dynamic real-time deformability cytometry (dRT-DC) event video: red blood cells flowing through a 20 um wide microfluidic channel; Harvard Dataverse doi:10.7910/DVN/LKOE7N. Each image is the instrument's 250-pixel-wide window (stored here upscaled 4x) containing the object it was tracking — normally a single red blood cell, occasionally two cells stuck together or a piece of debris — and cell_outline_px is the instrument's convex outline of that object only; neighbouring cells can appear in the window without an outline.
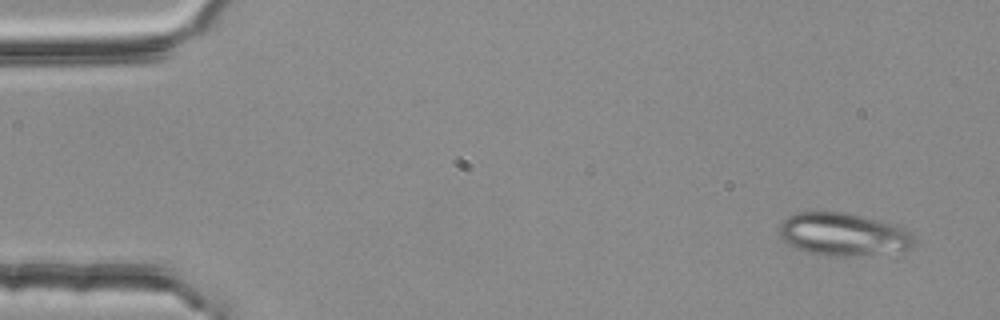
{"species": "common noctule bat (a hibernating species)", "species_latin": "Nyctalus noctula", "temperature_condition": "room temperature", "stored_images_in_passage": 4, "camera_frame_rate_fps": 3000, "um_per_image_px": 0.085, "animal": {"sex": "female", "body_mass_g": 25.1}, "frame": {"image": 1, "passage_image": 1, "time_ms": 0.0, "image_size_px": [1000, 320], "cell_outline_px": [[916, 240], [912, 248], [856, 256], [824, 256], [808, 252], [796, 248], [788, 244], [780, 236], [780, 220], [796, 212], [840, 212], [896, 224], [908, 232]], "centroid_in_image_um": [71.62, 19.92], "position_along_channel_um": 13.4, "area_um2": 33.35}}